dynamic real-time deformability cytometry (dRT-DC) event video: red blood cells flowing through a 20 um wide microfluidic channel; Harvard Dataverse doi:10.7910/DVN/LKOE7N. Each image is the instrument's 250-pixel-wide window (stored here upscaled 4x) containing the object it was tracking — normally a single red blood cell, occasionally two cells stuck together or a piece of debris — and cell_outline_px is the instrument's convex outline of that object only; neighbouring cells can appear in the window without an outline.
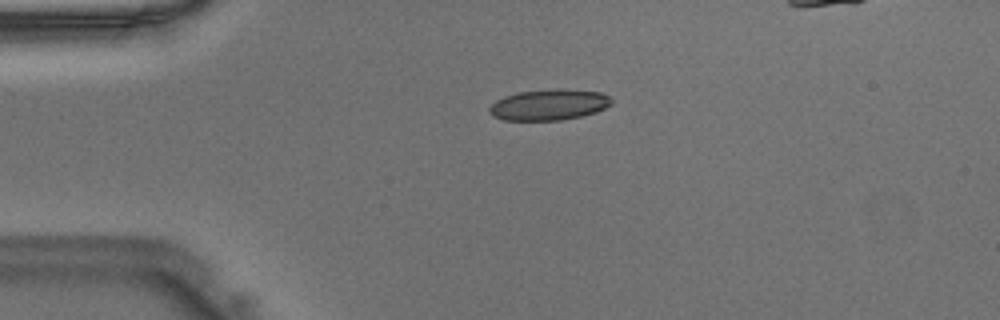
{"species": "Egyptian fruit bat (a non-hibernating species)", "species_latin": "Rousettus aegyptiacus", "temperature_condition": "warm", "stored_images_in_passage": 34, "camera_frame_rate_fps": 3000, "um_per_image_px": 0.085, "animal": {"sex": "male"}, "frame": {"image": 1, "passage_image": 1, "time_ms": 0.0, "image_size_px": [1000, 320], "cell_outline_px": [[612, 104], [596, 112], [580, 116], [560, 120], [504, 120], [492, 116], [488, 112], [488, 108], [496, 100], [504, 96], [516, 92], [600, 92], [608, 96], [612, 100]], "centroid_in_image_um": [46.58, 8.96], "position_along_channel_um": 38.4, "area_um2": 20.87}}
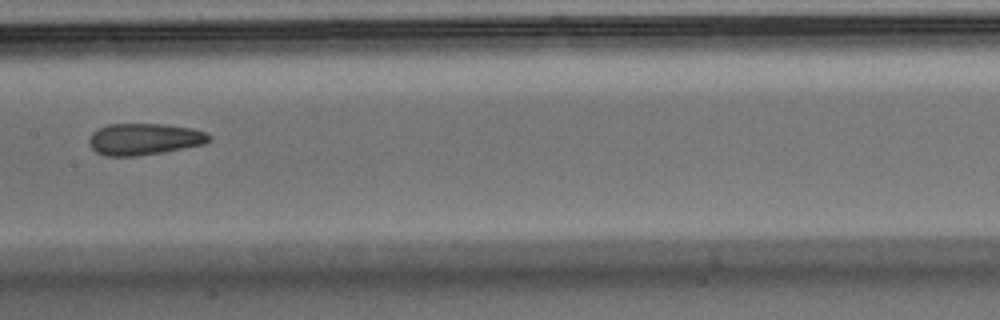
{"frame": {"image": 2, "passage_image": 14, "time_ms": 4.333, "image_size_px": [1000, 320], "cell_outline_px": [[212, 140], [204, 144], [164, 152], [136, 156], [104, 156], [96, 152], [88, 144], [88, 140], [92, 132], [108, 124], [164, 124], [192, 128], [204, 132], [212, 136]], "centroid_in_image_um": [12.26, 11.83], "position_along_channel_um": 195.1, "area_um2": 22.25}}
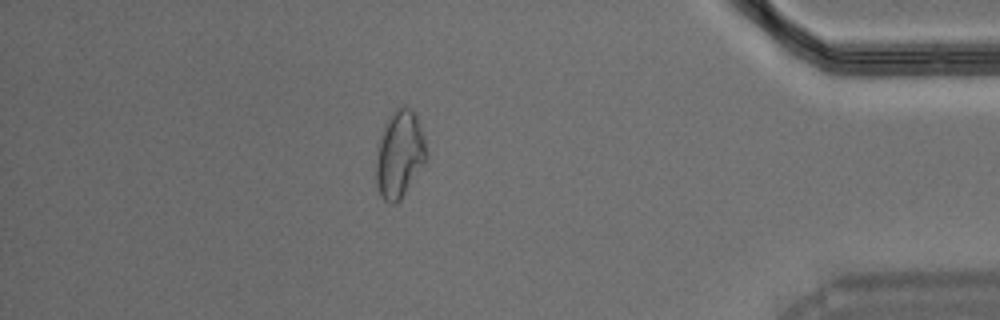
{"frame": {"image": 3, "passage_image": 31, "time_ms": 10.0, "image_size_px": [1000, 320], "cell_outline_px": [[428, 152], [424, 164], [400, 200], [396, 204], [392, 204], [384, 200], [380, 196], [376, 184], [376, 152], [384, 124], [388, 116], [396, 108], [404, 104], [412, 108], [416, 116]], "centroid_in_image_um": [33.94, 13.1], "position_along_channel_um": 401.3, "area_um2": 25.72}}